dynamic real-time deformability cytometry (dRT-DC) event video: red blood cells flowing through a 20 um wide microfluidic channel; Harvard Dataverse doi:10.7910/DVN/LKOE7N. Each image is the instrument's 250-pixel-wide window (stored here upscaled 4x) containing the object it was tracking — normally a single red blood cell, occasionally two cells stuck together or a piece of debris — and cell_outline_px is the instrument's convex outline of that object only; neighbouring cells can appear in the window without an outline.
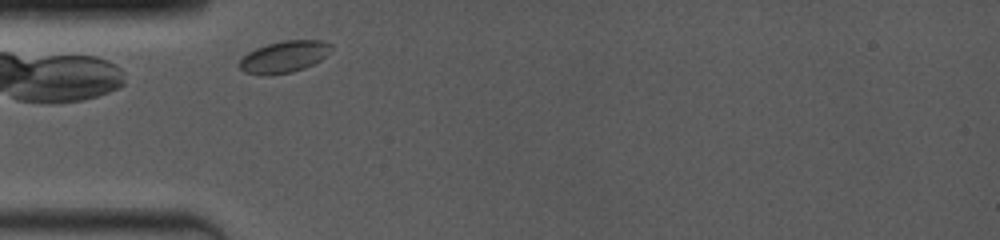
{"species": "common noctule bat (a hibernating species)", "species_latin": "Nyctalus noctula", "temperature_condition": "room temperature", "stored_images_in_passage": 9, "camera_frame_rate_fps": 4000, "um_per_image_px": 0.085, "animal": {"sex": "female", "body_mass_g": 19.0, "forearm_length_mm": 53.3}, "frame": {"image": 1, "passage_image": 2, "time_ms": 0.25, "image_size_px": [1000, 240], "cell_outline_px": [[332, 48], [320, 60], [304, 68], [292, 72], [268, 76], [260, 76], [244, 72], [240, 68], [240, 60], [248, 52], [256, 48], [268, 44], [284, 40], [324, 40], [332, 44]], "centroid_in_image_um": [24.14, 4.83], "position_along_channel_um": 60.9, "area_um2": 16.99}}
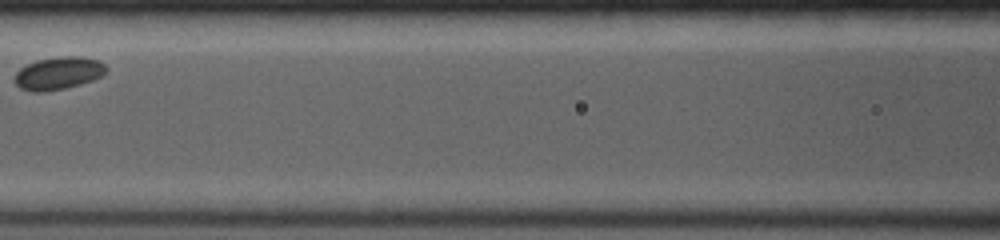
{"frame": {"image": 2, "passage_image": 6, "time_ms": 3.0, "image_size_px": [1000, 240], "cell_outline_px": [[108, 68], [100, 76], [92, 80], [80, 84], [64, 88], [44, 92], [32, 92], [20, 88], [12, 80], [16, 72], [20, 68], [36, 60], [60, 56], [80, 56], [100, 60]], "centroid_in_image_um": [4.93, 6.22], "position_along_channel_um": 161.7, "area_um2": 17.51}}
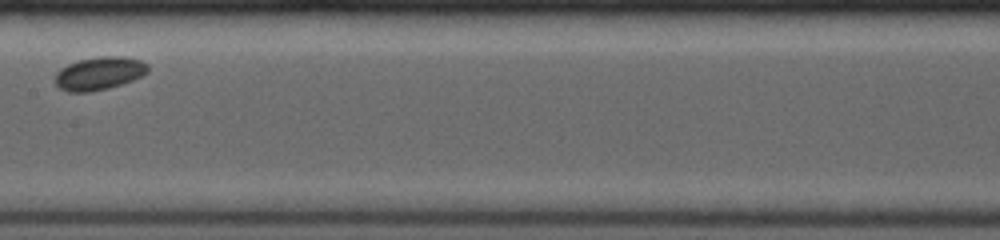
{"frame": {"image": 3, "passage_image": 8, "time_ms": 4.0, "image_size_px": [1000, 240], "cell_outline_px": [[148, 72], [132, 80], [108, 88], [88, 92], [68, 92], [60, 88], [56, 84], [56, 72], [60, 68], [68, 64], [80, 60], [100, 56], [124, 56], [140, 60], [148, 64]], "centroid_in_image_um": [8.43, 6.23], "position_along_channel_um": 199.0, "area_um2": 17.74}}